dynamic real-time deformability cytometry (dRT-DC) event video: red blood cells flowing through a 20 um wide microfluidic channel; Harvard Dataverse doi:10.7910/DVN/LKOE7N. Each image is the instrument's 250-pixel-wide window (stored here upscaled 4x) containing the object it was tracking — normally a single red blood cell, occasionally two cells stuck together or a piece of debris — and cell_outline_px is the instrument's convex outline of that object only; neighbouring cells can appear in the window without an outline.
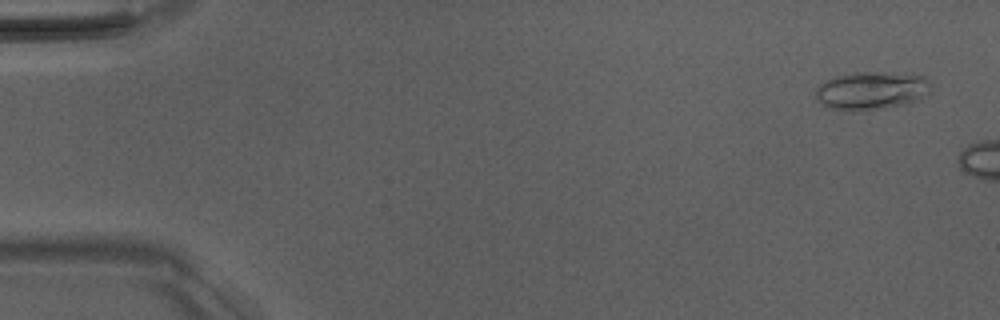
{"species": "Egyptian fruit bat (a non-hibernating species)", "species_latin": "Rousettus aegyptiacus", "temperature_condition": "room temperature", "stored_images_in_passage": 10, "camera_frame_rate_fps": 3000, "um_per_image_px": 0.085, "animal": {"sex": "male"}, "frame": {"image": 1, "passage_image": 1, "time_ms": 0.0, "image_size_px": [1000, 320], "cell_outline_px": [[928, 92], [920, 100], [904, 104], [884, 108], [844, 112], [828, 108], [820, 104], [816, 100], [816, 88], [820, 84], [832, 76], [856, 72], [904, 72], [924, 76], [928, 80]], "centroid_in_image_um": [74.02, 7.7], "position_along_channel_um": 11.0, "area_um2": 26.07}}